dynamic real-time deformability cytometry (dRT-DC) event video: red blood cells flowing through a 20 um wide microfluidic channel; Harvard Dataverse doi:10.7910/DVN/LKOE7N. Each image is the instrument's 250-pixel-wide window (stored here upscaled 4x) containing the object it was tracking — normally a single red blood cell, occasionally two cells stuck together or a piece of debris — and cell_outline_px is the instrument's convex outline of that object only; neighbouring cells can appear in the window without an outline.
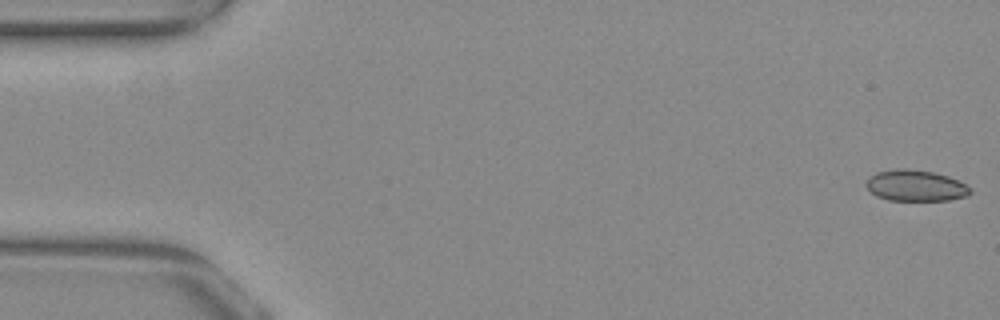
{"species": "common noctule bat (a hibernating species)", "species_latin": "Nyctalus noctula", "temperature_condition": "warm", "stored_images_in_passage": 53, "camera_frame_rate_fps": 3000, "um_per_image_px": 0.085, "animal": {"sex": "female", "body_mass_g": 29.2, "forearm_length_mm": 56.3}, "frame": {"image": 1, "passage_image": 1, "time_ms": 0.0, "image_size_px": [1000, 320], "cell_outline_px": [[972, 192], [968, 196], [948, 200], [888, 200], [876, 196], [864, 184], [876, 172], [896, 168], [904, 168], [932, 172], [948, 176], [964, 184]], "centroid_in_image_um": [77.81, 15.78], "position_along_channel_um": 7.2, "area_um2": 18.67}}
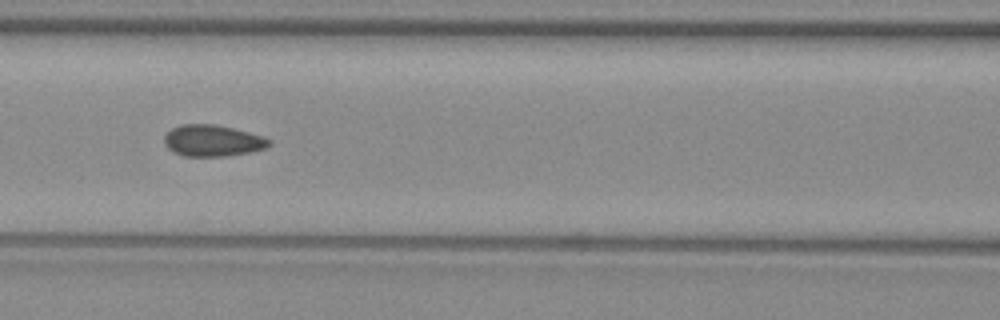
{"frame": {"image": 2, "passage_image": 23, "time_ms": 7.333, "image_size_px": [1000, 320], "cell_outline_px": [[272, 144], [264, 148], [252, 152], [224, 156], [184, 156], [172, 152], [164, 144], [164, 136], [172, 128], [180, 124], [216, 124], [264, 136], [272, 140]], "centroid_in_image_um": [18.07, 11.95], "position_along_channel_um": 148.5, "area_um2": 19.36}}
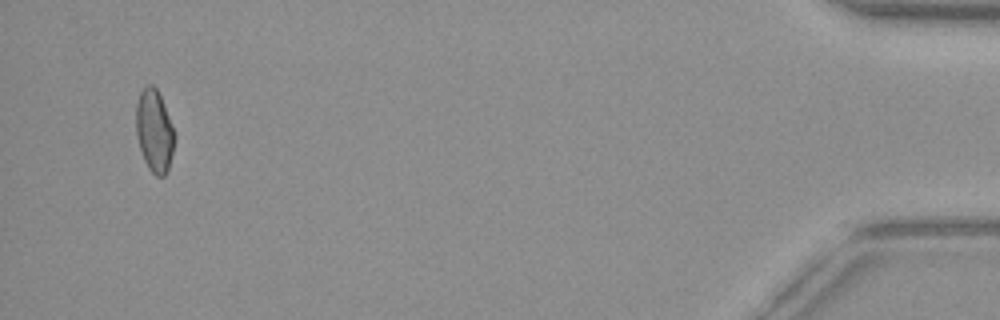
{"frame": {"image": 3, "passage_image": 51, "time_ms": 16.667, "image_size_px": [1000, 320], "cell_outline_px": [[176, 136], [168, 168], [164, 176], [156, 176], [148, 168], [144, 160], [136, 136], [136, 104], [140, 92], [148, 84], [152, 84], [156, 88], [160, 96]], "centroid_in_image_um": [13.1, 11.13], "position_along_channel_um": 422.1, "area_um2": 18.26}, "authors_computed_cell_mechanics": {"area_um2": 19.074, "velocity_mm_per_s": 3.8854, "shape_relaxation_time_tau1_ms": null, "shape_relaxation_time_tau2_ms": 0.9865, "deformation_change_tau1": null, "deformation_change_tau2": 0.0592}}